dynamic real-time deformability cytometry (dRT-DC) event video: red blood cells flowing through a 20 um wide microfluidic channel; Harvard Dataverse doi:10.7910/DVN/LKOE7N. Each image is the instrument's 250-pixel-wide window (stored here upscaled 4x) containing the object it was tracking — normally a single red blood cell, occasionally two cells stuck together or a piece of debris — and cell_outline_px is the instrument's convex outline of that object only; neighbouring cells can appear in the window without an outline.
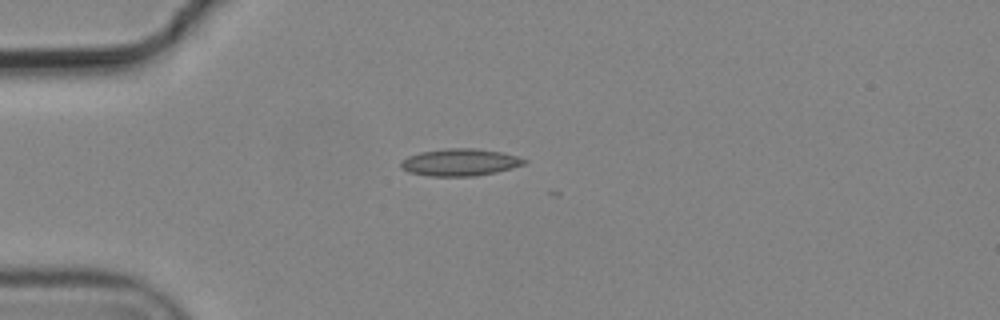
{"species": "common noctule bat (a hibernating species)", "species_latin": "Nyctalus noctula", "temperature_condition": "cold", "stored_images_in_passage": 3, "camera_frame_rate_fps": 3000, "um_per_image_px": 0.085, "animal": {"sex": "male", "body_mass_g": 19.2, "forearm_length_mm": 51.8}, "frame": {"image": 1, "passage_image": 1, "time_ms": 0.0, "image_size_px": [1000, 320], "cell_outline_px": [[528, 160], [524, 164], [512, 168], [496, 172], [476, 176], [432, 176], [408, 172], [400, 164], [408, 156], [420, 152], [448, 148], [476, 148], [500, 152], [516, 156]], "centroid_in_image_um": [39.12, 13.79], "position_along_channel_um": 45.9, "area_um2": 19.31}}